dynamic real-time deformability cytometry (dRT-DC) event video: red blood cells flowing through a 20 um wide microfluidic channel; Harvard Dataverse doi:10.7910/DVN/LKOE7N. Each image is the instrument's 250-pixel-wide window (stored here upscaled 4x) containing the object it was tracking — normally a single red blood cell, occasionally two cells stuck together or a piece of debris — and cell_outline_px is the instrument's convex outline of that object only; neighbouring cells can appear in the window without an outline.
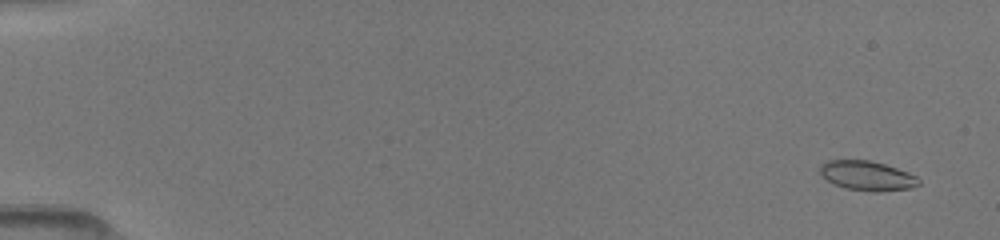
{"species": "common noctule bat (a hibernating species)", "species_latin": "Nyctalus noctula", "temperature_condition": "room temperature", "stored_images_in_passage": 44, "camera_frame_rate_fps": 3000, "um_per_image_px": 0.085, "animal": {"sex": "female", "body_mass_g": 19.5, "forearm_length_mm": 54.1}, "frame": {"image": 1, "passage_image": 3, "time_ms": 0.333, "image_size_px": [1000, 240], "cell_outline_px": [[920, 184], [912, 188], [880, 192], [872, 192], [844, 188], [828, 180], [820, 172], [820, 168], [828, 160], [868, 160], [884, 164], [908, 172], [916, 176], [920, 180]], "centroid_in_image_um": [73.76, 14.95], "position_along_channel_um": 11.2, "area_um2": 16.88}}
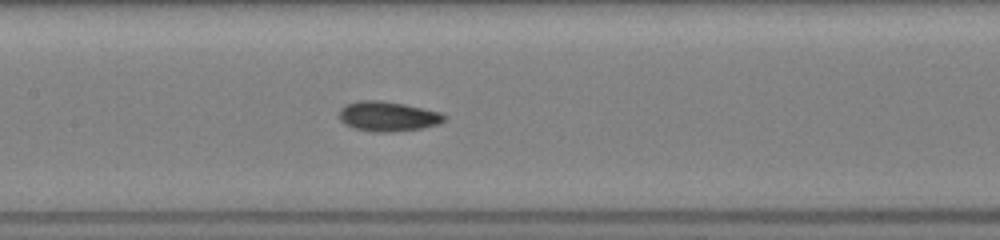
{"frame": {"image": 2, "passage_image": 17, "time_ms": 8.0, "image_size_px": [1000, 240], "cell_outline_px": [[444, 120], [436, 124], [424, 128], [396, 132], [372, 132], [352, 128], [344, 124], [340, 120], [340, 108], [344, 104], [356, 100], [380, 100], [404, 104], [424, 108], [440, 112], [444, 116]], "centroid_in_image_um": [32.91, 9.89], "position_along_channel_um": 174.5, "area_um2": 18.5}}
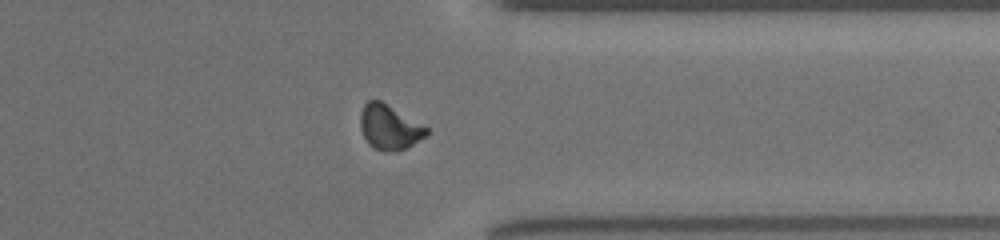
{"frame": {"image": 3, "passage_image": 32, "time_ms": 13.0, "image_size_px": [1000, 240], "cell_outline_px": [[428, 132], [424, 136], [412, 144], [396, 152], [384, 152], [372, 148], [368, 144], [360, 128], [360, 112], [364, 104], [368, 100], [380, 100], [428, 128]], "centroid_in_image_um": [33.04, 10.82], "position_along_channel_um": 378.4, "area_um2": 17.11}}